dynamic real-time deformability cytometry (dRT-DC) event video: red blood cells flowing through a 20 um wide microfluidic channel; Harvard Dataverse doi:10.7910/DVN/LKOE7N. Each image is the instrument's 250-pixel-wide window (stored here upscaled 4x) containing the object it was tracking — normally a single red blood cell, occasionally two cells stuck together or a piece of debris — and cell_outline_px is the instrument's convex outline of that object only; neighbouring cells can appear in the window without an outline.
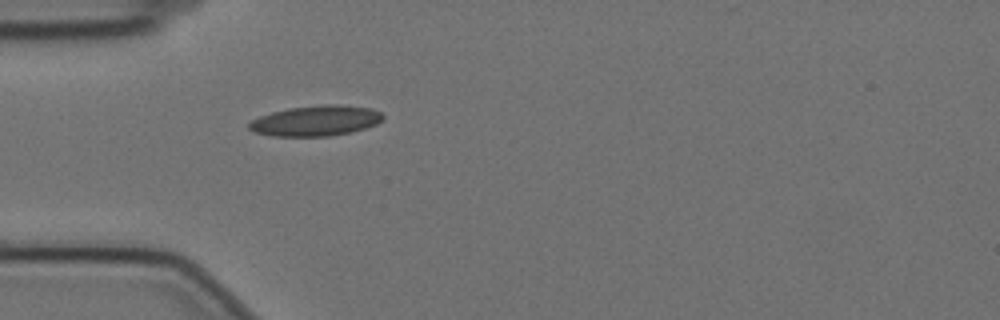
{"species": "Egyptian fruit bat (a non-hibernating species)", "species_latin": "Rousettus aegyptiacus", "temperature_condition": "cold", "stored_images_in_passage": 34, "camera_frame_rate_fps": 3000, "um_per_image_px": 0.085, "animal": {"sex": "female"}, "frame": {"image": 1, "passage_image": 1, "time_ms": 0.0, "image_size_px": [1000, 320], "cell_outline_px": [[384, 116], [376, 124], [352, 132], [328, 136], [272, 136], [256, 132], [248, 128], [248, 124], [252, 120], [260, 116], [272, 112], [288, 108], [324, 104], [336, 104], [372, 108], [380, 112]], "centroid_in_image_um": [26.84, 10.26], "position_along_channel_um": 58.2, "area_um2": 23.64}}
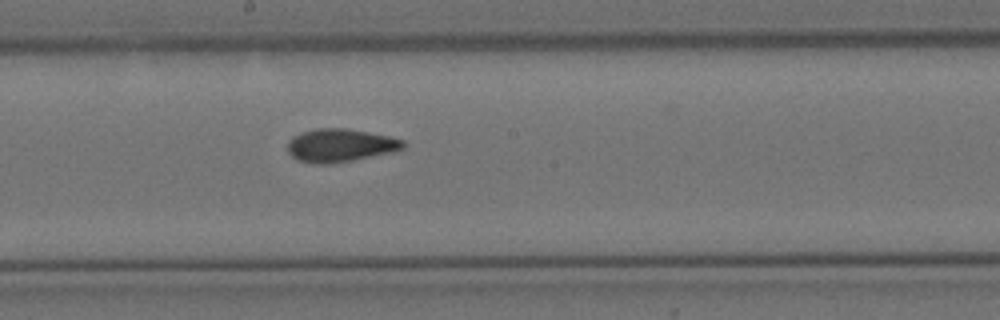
{"frame": {"image": 2, "passage_image": 15, "time_ms": 4.667, "image_size_px": [1000, 320], "cell_outline_px": [[404, 148], [392, 152], [332, 164], [316, 164], [296, 160], [288, 152], [288, 140], [292, 136], [316, 128], [344, 128], [388, 136], [404, 140]], "centroid_in_image_um": [28.88, 12.36], "position_along_channel_um": 219.3, "area_um2": 22.2}}
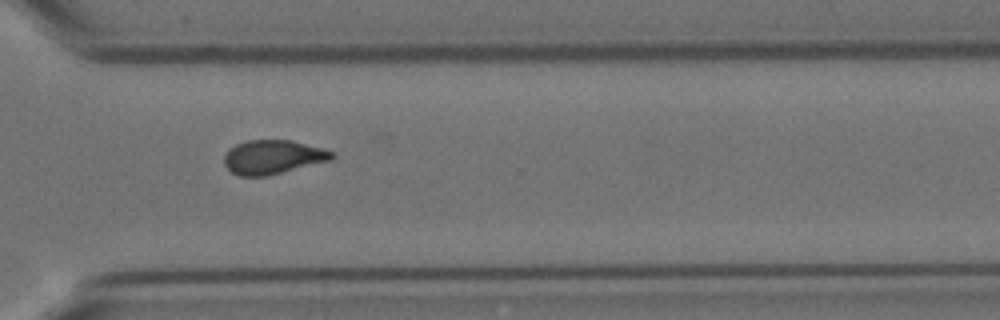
{"frame": {"image": 3, "passage_image": 26, "time_ms": 8.333, "image_size_px": [1000, 320], "cell_outline_px": [[336, 156], [332, 160], [268, 176], [236, 176], [224, 164], [224, 156], [236, 144], [248, 140], [292, 140], [324, 148], [332, 152]], "centroid_in_image_um": [23.23, 13.35], "position_along_channel_um": 347.4, "area_um2": 21.44}, "authors_computed_cell_mechanics": {"area_um2": 21.7039, "velocity_mm_per_s": 3.5115, "shape_relaxation_time_tau1_ms": 8.2447, "shape_relaxation_time_tau2_ms": 1.8776, "deformation_change_tau1": 0.1844, "deformation_change_tau2": 0.0628}}